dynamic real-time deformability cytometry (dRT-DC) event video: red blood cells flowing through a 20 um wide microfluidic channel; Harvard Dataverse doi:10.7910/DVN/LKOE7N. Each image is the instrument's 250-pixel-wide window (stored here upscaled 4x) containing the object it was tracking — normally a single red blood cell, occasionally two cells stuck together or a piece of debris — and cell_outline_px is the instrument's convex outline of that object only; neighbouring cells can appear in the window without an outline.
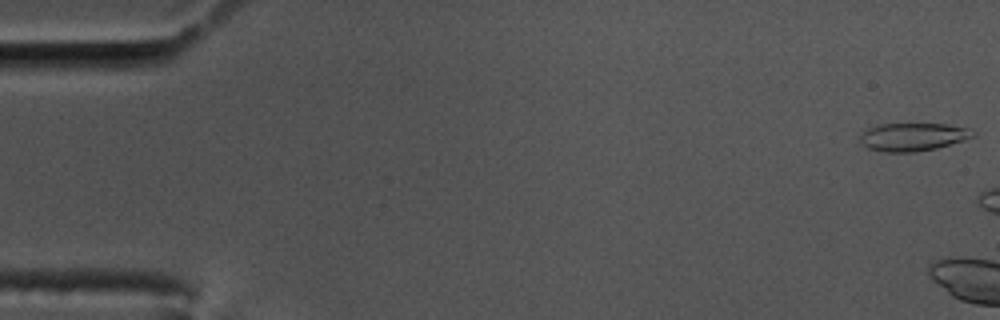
{"species": "common noctule bat (a hibernating species)", "species_latin": "Nyctalus noctula", "temperature_condition": "cold", "stored_images_in_passage": 4, "camera_frame_rate_fps": 3000, "um_per_image_px": 0.085, "animal": {"sex": "male", "body_mass_g": 17.5, "forearm_length_mm": 52.3}, "frame": {"image": 1, "passage_image": 1, "time_ms": 0.0, "image_size_px": [1000, 320], "cell_outline_px": [[976, 136], [964, 140], [936, 148], [916, 152], [884, 152], [868, 148], [860, 144], [860, 132], [868, 128], [880, 124], [944, 124], [968, 128], [976, 132]], "centroid_in_image_um": [77.57, 11.64], "position_along_channel_um": 7.4, "area_um2": 18.55}}